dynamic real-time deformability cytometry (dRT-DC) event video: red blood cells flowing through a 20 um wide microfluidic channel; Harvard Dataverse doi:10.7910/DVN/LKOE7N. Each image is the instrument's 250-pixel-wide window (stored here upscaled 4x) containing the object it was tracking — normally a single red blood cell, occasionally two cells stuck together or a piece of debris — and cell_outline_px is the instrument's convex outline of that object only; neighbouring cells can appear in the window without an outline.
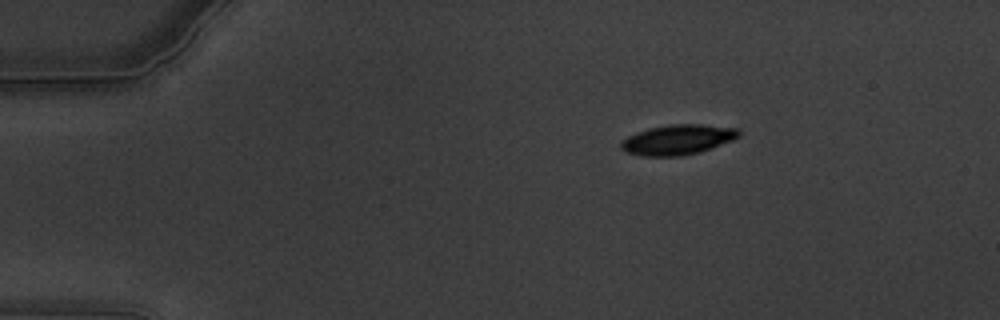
{"species": "common noctule bat (a hibernating species)", "species_latin": "Nyctalus noctula", "temperature_condition": "warm", "stored_images_in_passage": 52, "camera_frame_rate_fps": 3000, "um_per_image_px": 0.085, "animal": {"sex": "male", "body_mass_g": 19.5, "forearm_length_mm": 54.6}, "frame": {"image": 1, "passage_image": 2, "time_ms": 0.333, "image_size_px": [1000, 320], "cell_outline_px": [[740, 136], [732, 140], [700, 152], [680, 156], [644, 156], [628, 152], [620, 148], [620, 144], [628, 136], [636, 132], [648, 128], [668, 124], [704, 124], [736, 128], [740, 132]], "centroid_in_image_um": [57.61, 11.86], "position_along_channel_um": 27.4, "area_um2": 20.58}}
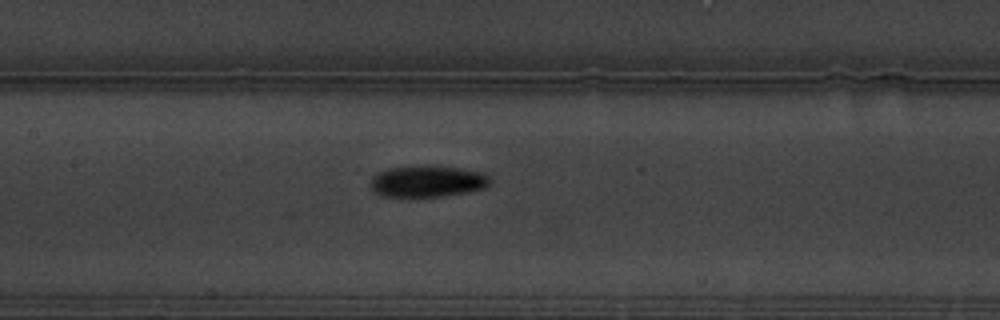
{"frame": {"image": 2, "passage_image": 21, "time_ms": 6.667, "image_size_px": [1000, 320], "cell_outline_px": [[492, 184], [484, 188], [468, 192], [440, 196], [380, 196], [372, 188], [372, 176], [380, 172], [392, 168], [460, 168], [484, 172], [492, 180]], "centroid_in_image_um": [36.42, 15.45], "position_along_channel_um": 171.0, "area_um2": 21.04}}
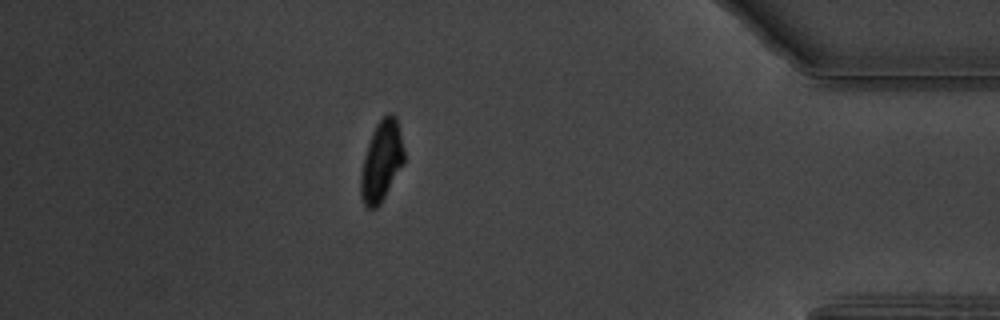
{"frame": {"image": 3, "passage_image": 45, "time_ms": 14.667, "image_size_px": [1000, 320], "cell_outline_px": [[404, 164], [380, 204], [376, 208], [368, 208], [364, 204], [360, 196], [360, 176], [364, 156], [372, 132], [376, 124], [388, 112], [392, 112], [396, 116], [404, 152]], "centroid_in_image_um": [32.42, 13.7], "position_along_channel_um": 402.8, "area_um2": 20.29}, "authors_computed_cell_mechanics": {"area_um2": 21.0103, "velocity_mm_per_s": 3.3703, "shape_relaxation_time_tau1_ms": 3.9199, "shape_relaxation_time_tau2_ms": 4.9357, "deformation_change_tau1": 0.1523, "deformation_change_tau2": 0.0808}}